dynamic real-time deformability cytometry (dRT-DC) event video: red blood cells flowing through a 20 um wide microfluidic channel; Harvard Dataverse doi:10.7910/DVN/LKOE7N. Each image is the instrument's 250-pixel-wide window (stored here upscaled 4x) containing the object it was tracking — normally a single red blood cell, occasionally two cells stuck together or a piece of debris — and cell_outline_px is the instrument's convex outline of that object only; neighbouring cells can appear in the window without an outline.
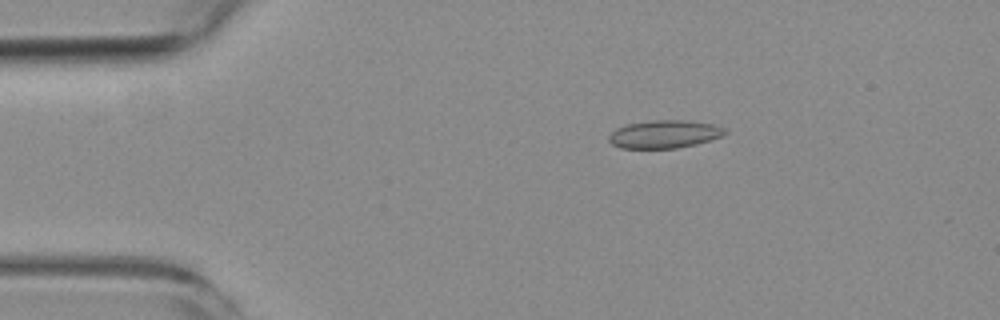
{"species": "common noctule bat (a hibernating species)", "species_latin": "Nyctalus noctula", "temperature_condition": "room temperature", "stored_images_in_passage": 10, "camera_frame_rate_fps": 3000, "um_per_image_px": 0.085, "animal": {"sex": "female", "body_mass_g": 19.3, "forearm_length_mm": 54.1}, "frame": {"image": 1, "passage_image": 3, "time_ms": 2.333, "image_size_px": [1000, 320], "cell_outline_px": [[728, 132], [720, 136], [696, 144], [676, 148], [620, 148], [612, 144], [608, 140], [608, 136], [616, 128], [628, 124], [652, 120], [684, 120], [712, 124], [724, 128]], "centroid_in_image_um": [56.43, 11.4], "position_along_channel_um": 28.6, "area_um2": 18.73}}
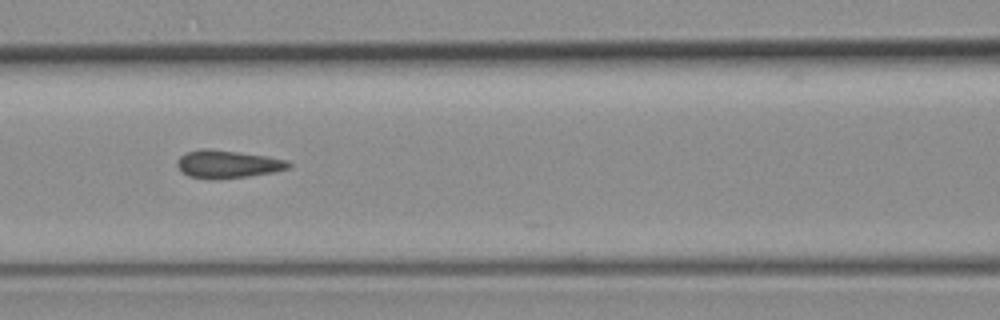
{"frame": {"image": 2, "passage_image": 7, "time_ms": 7.0, "image_size_px": [1000, 320], "cell_outline_px": [[292, 164], [288, 168], [272, 172], [248, 176], [188, 176], [180, 172], [176, 164], [176, 160], [180, 156], [188, 152], [200, 148], [208, 148], [268, 156], [288, 160]], "centroid_in_image_um": [19.35, 13.9], "position_along_channel_um": 147.3, "area_um2": 17.4}}
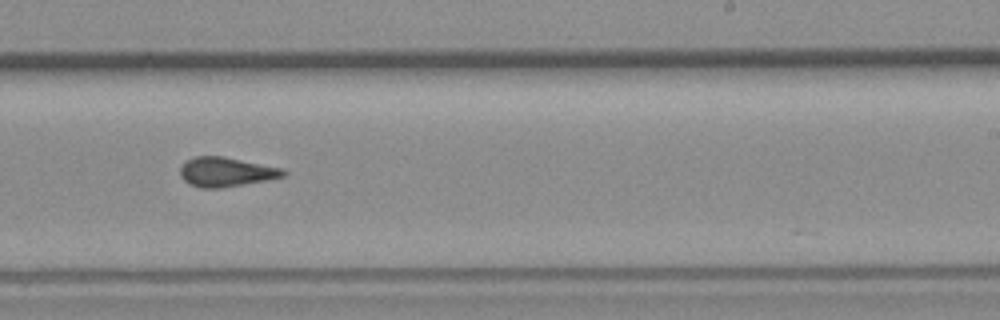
{"frame": {"image": 3, "passage_image": 10, "time_ms": 10.333, "image_size_px": [1000, 320], "cell_outline_px": [[288, 172], [284, 176], [244, 184], [220, 188], [200, 188], [188, 184], [180, 176], [180, 168], [188, 160], [196, 156], [224, 156], [280, 168]], "centroid_in_image_um": [19.18, 14.62], "position_along_channel_um": 269.8, "area_um2": 17.46}}